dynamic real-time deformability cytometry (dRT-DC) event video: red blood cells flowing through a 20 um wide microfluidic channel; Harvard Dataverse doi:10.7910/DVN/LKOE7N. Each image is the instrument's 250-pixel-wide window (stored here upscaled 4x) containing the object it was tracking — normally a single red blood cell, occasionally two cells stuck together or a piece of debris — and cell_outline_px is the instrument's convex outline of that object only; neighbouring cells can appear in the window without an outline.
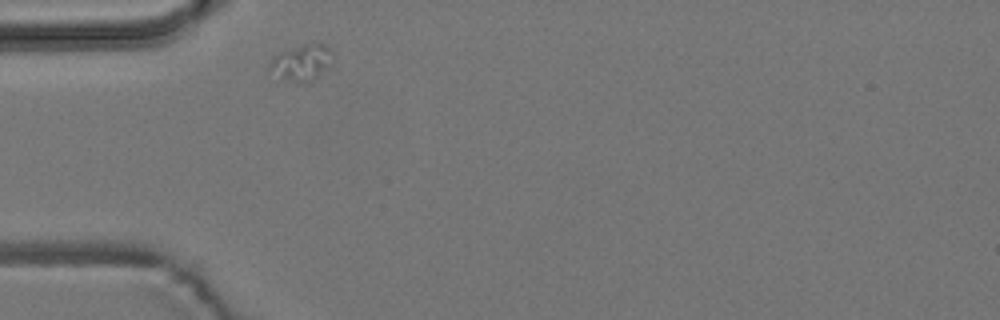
{"species": "common noctule bat (a hibernating species)", "species_latin": "Nyctalus noctula", "temperature_condition": "room temperature", "stored_images_in_passage": 1, "camera_frame_rate_fps": 3000, "um_per_image_px": 0.085, "animal": {"sex": "male", "body_mass_g": 19.2, "forearm_length_mm": 51.8}, "frame": {"image": 1, "passage_image": 1, "time_ms": 0.0, "image_size_px": [1000, 320], "cell_outline_px": [[332, 52], [328, 68], [312, 80], [296, 84], [280, 76], [268, 68], [268, 64], [272, 56], [280, 52], [312, 40], [320, 40]], "centroid_in_image_um": [25.64, 5.25], "position_along_channel_um": 59.4, "area_um2": 13.47}}